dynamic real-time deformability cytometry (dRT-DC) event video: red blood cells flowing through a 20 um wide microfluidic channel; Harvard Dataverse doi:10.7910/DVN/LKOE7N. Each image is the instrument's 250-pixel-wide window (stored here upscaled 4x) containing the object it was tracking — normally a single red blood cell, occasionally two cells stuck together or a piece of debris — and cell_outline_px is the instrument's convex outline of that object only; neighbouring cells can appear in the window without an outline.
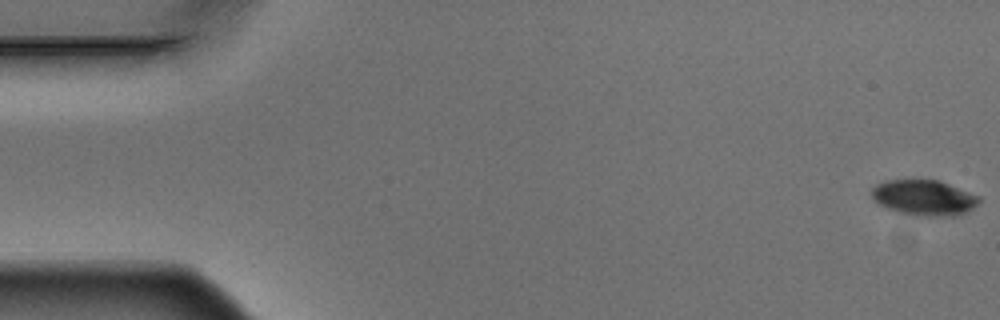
{"species": "Egyptian fruit bat (a non-hibernating species)", "species_latin": "Rousettus aegyptiacus", "temperature_condition": "warm", "stored_images_in_passage": 5, "camera_frame_rate_fps": 3000, "um_per_image_px": 0.085, "animal": {"sex": "male"}, "frame": {"image": 1, "passage_image": 1, "time_ms": 0.0, "image_size_px": [1000, 320], "cell_outline_px": [[980, 200], [972, 208], [956, 216], [912, 216], [888, 208], [880, 204], [872, 196], [872, 188], [876, 184], [888, 180], [940, 180], [980, 196]], "centroid_in_image_um": [78.56, 16.8], "position_along_channel_um": 6.4, "area_um2": 22.08}}
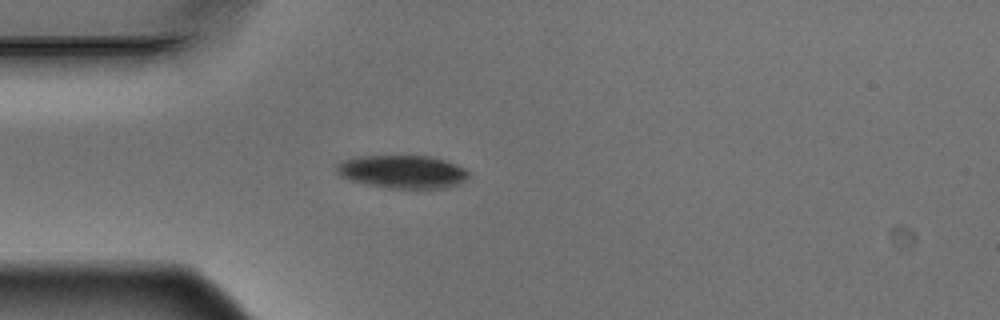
{"frame": {"image": 2, "passage_image": 5, "time_ms": 1.333, "image_size_px": [1000, 320], "cell_outline_px": [[468, 176], [460, 184], [444, 188], [388, 188], [368, 184], [352, 180], [340, 176], [336, 172], [336, 164], [344, 160], [360, 156], [432, 156], [456, 164], [464, 168], [468, 172]], "centroid_in_image_um": [34.22, 14.59], "position_along_channel_um": 50.8, "area_um2": 25.32}}